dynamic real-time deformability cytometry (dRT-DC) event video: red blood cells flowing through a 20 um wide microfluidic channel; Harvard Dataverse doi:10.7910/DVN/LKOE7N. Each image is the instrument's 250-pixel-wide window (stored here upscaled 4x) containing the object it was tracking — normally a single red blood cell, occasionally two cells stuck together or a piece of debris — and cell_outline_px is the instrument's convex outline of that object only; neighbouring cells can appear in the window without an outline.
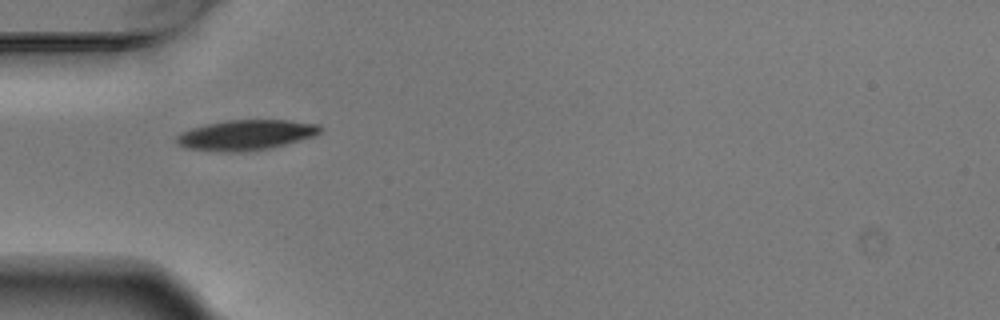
{"species": "Egyptian fruit bat (a non-hibernating species)", "species_latin": "Rousettus aegyptiacus", "temperature_condition": "warm", "stored_images_in_passage": 1, "camera_frame_rate_fps": 3000, "um_per_image_px": 0.085, "animal": {"sex": "male"}, "frame": {"image": 1, "passage_image": 1, "time_ms": 0.0, "image_size_px": [1000, 320], "cell_outline_px": [[320, 132], [316, 136], [272, 148], [244, 152], [224, 152], [184, 148], [176, 144], [176, 136], [180, 132], [204, 124], [224, 120], [288, 120], [320, 124]], "centroid_in_image_um": [20.89, 11.48], "position_along_channel_um": 64.1, "area_um2": 25.72}}